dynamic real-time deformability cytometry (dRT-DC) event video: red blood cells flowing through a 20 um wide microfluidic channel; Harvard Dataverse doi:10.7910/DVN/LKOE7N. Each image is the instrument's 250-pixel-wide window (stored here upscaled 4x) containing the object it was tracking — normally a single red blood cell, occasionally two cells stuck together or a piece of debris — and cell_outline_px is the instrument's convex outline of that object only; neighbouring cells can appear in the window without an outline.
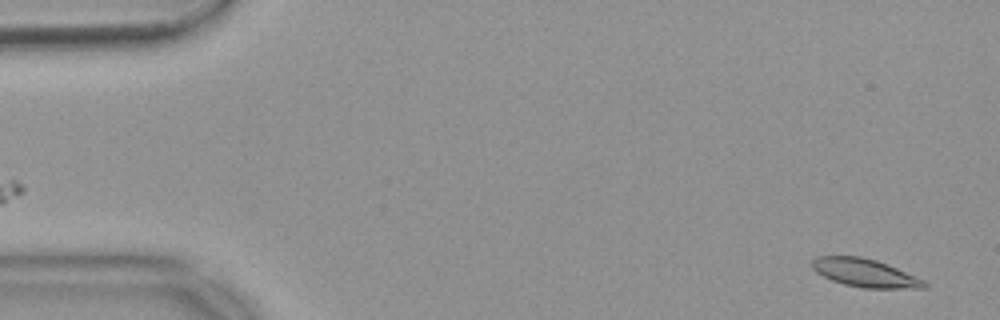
{"species": "common noctule bat (a hibernating species)", "species_latin": "Nyctalus noctula", "temperature_condition": "warm", "stored_images_in_passage": 54, "camera_frame_rate_fps": 3000, "um_per_image_px": 0.085, "animal": {"sex": "female", "body_mass_g": 18.4}, "frame": {"image": 1, "passage_image": 2, "time_ms": 0.333, "image_size_px": [1000, 320], "cell_outline_px": [[928, 284], [924, 288], [860, 288], [844, 284], [832, 280], [816, 272], [812, 268], [812, 260], [816, 256], [860, 256], [876, 260], [888, 264], [924, 280]], "centroid_in_image_um": [73.51, 23.19], "position_along_channel_um": 11.5, "area_um2": 18.38}}
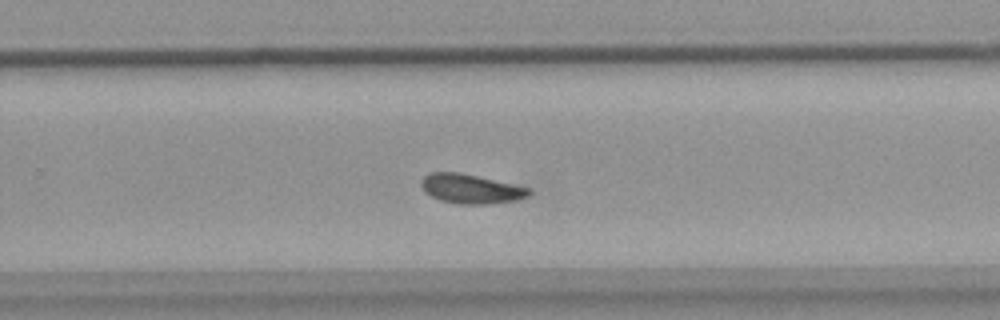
{"frame": {"image": 2, "passage_image": 35, "time_ms": 11.333, "image_size_px": [1000, 320], "cell_outline_px": [[532, 192], [528, 196], [516, 200], [492, 204], [460, 204], [440, 200], [424, 192], [420, 184], [420, 180], [428, 172], [460, 172], [532, 188]], "centroid_in_image_um": [40.02, 16.04], "position_along_channel_um": 289.8, "area_um2": 18.67}}
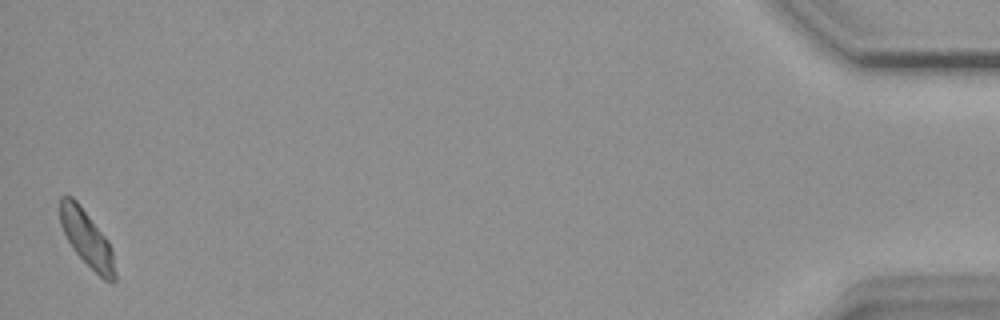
{"frame": {"image": 3, "passage_image": 54, "time_ms": 17.667, "image_size_px": [1000, 320], "cell_outline_px": [[116, 280], [112, 284], [104, 280], [72, 248], [60, 224], [60, 196], [72, 196], [76, 200], [108, 240], [112, 248], [116, 272]], "centroid_in_image_um": [7.41, 20.29], "position_along_channel_um": 427.8, "area_um2": 17.8}, "authors_computed_cell_mechanics": {"area_um2": 18.4671, "velocity_mm_per_s": 3.6392, "shape_relaxation_time_tau1_ms": 5.4775, "shape_relaxation_time_tau2_ms": 5.0553, "deformation_change_tau1": 0.1283, "deformation_change_tau2": 0.0969}}